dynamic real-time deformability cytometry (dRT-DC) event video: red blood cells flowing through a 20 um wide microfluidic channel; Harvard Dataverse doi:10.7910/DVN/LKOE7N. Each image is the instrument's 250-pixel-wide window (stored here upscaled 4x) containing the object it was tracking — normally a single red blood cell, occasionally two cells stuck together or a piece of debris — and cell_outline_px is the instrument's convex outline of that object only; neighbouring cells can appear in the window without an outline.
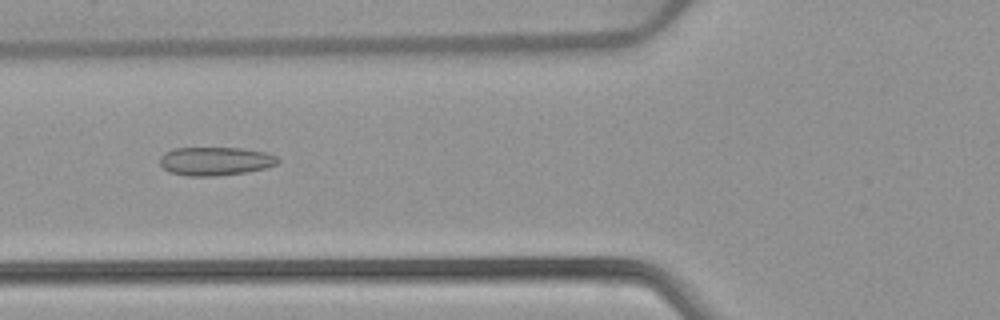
{"species": "common noctule bat (a hibernating species)", "species_latin": "Nyctalus noctula", "temperature_condition": "warm", "stored_images_in_passage": 52, "camera_frame_rate_fps": 3000, "um_per_image_px": 0.085, "animal": {"sex": "female", "body_mass_g": 22.7, "forearm_length_mm": 54.2}, "frame": {"image": 1, "passage_image": 20, "time_ms": 6.333, "image_size_px": [1000, 320], "cell_outline_px": [[280, 160], [276, 164], [264, 168], [244, 172], [216, 176], [188, 176], [168, 172], [160, 164], [160, 156], [164, 152], [172, 148], [240, 148], [268, 152], [276, 156]], "centroid_in_image_um": [18.27, 13.69], "position_along_channel_um": 107.5, "area_um2": 19.65}}
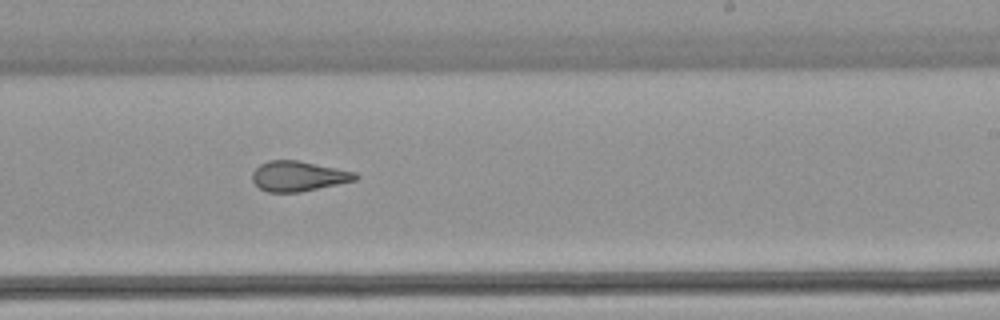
{"frame": {"image": 2, "passage_image": 32, "time_ms": 10.333, "image_size_px": [1000, 320], "cell_outline_px": [[360, 176], [356, 180], [300, 192], [268, 192], [260, 188], [252, 180], [252, 172], [260, 164], [268, 160], [296, 160], [356, 172]], "centroid_in_image_um": [25.35, 14.97], "position_along_channel_um": 263.6, "area_um2": 17.98}}
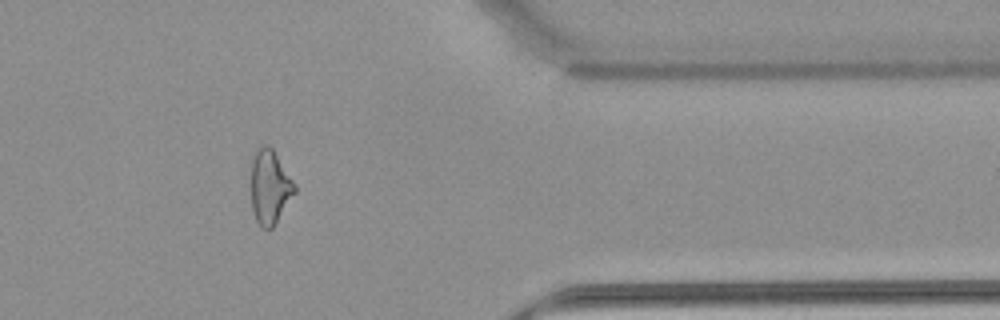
{"frame": {"image": 3, "passage_image": 43, "time_ms": 14.0, "image_size_px": [1000, 320], "cell_outline_px": [[296, 192], [272, 228], [264, 228], [256, 220], [252, 208], [252, 160], [260, 144], [268, 144], [272, 148], [296, 184]], "centroid_in_image_um": [22.95, 15.86], "position_along_channel_um": 388.4, "area_um2": 18.61}, "authors_computed_cell_mechanics": {"area_um2": 20.3456, "velocity_mm_per_s": 3.9116, "shape_relaxation_time_tau1_ms": null, "shape_relaxation_time_tau2_ms": 1.912, "deformation_change_tau1": null, "deformation_change_tau2": 0.0979}}